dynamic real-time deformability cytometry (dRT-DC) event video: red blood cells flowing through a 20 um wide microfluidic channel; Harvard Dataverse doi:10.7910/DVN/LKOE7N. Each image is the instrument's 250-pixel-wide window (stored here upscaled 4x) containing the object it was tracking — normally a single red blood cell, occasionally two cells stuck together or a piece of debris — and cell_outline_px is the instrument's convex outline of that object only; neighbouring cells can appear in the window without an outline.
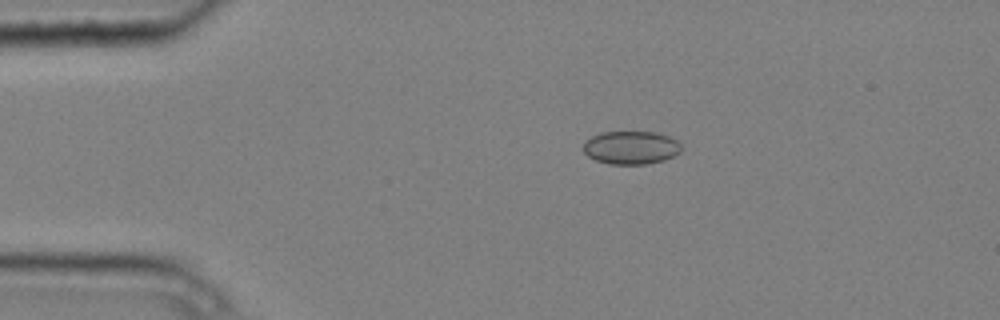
{"species": "common noctule bat (a hibernating species)", "species_latin": "Nyctalus noctula", "temperature_condition": "cold", "stored_images_in_passage": 7, "camera_frame_rate_fps": 3000, "um_per_image_px": 0.085, "animal": {"sex": "male", "body_mass_g": 20.4}, "frame": {"image": 1, "passage_image": 2, "time_ms": 0.333, "image_size_px": [1000, 320], "cell_outline_px": [[680, 152], [664, 160], [648, 164], [608, 164], [596, 160], [588, 156], [584, 152], [584, 140], [600, 132], [656, 132], [668, 136], [676, 140], [680, 144]], "centroid_in_image_um": [53.61, 12.54], "position_along_channel_um": 31.4, "area_um2": 18.96}}
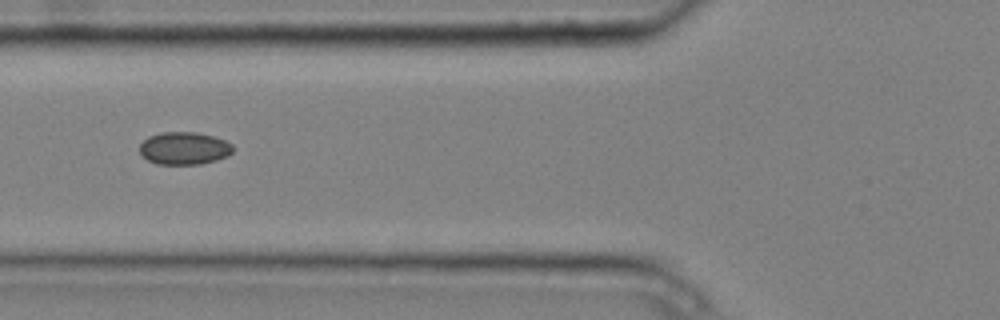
{"frame": {"image": 2, "passage_image": 5, "time_ms": 1.333, "image_size_px": [1000, 320], "cell_outline_px": [[236, 148], [228, 156], [216, 160], [200, 164], [156, 164], [148, 160], [140, 152], [140, 144], [148, 136], [160, 132], [196, 132], [212, 136], [224, 140], [232, 144]], "centroid_in_image_um": [15.67, 12.6], "position_along_channel_um": 110.1, "area_um2": 17.8}}
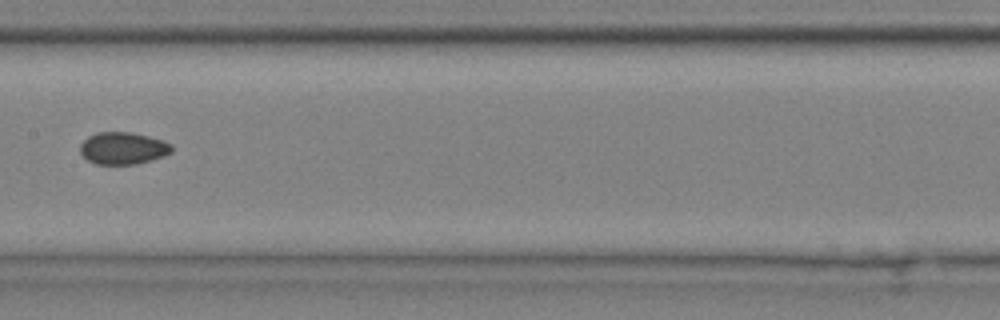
{"frame": {"image": 3, "passage_image": 7, "time_ms": 2.0, "image_size_px": [1000, 320], "cell_outline_px": [[172, 152], [164, 156], [152, 160], [136, 164], [96, 164], [88, 160], [80, 152], [80, 144], [88, 136], [96, 132], [132, 132], [164, 140], [172, 144]], "centroid_in_image_um": [10.47, 12.59], "position_along_channel_um": 196.9, "area_um2": 17.28}}